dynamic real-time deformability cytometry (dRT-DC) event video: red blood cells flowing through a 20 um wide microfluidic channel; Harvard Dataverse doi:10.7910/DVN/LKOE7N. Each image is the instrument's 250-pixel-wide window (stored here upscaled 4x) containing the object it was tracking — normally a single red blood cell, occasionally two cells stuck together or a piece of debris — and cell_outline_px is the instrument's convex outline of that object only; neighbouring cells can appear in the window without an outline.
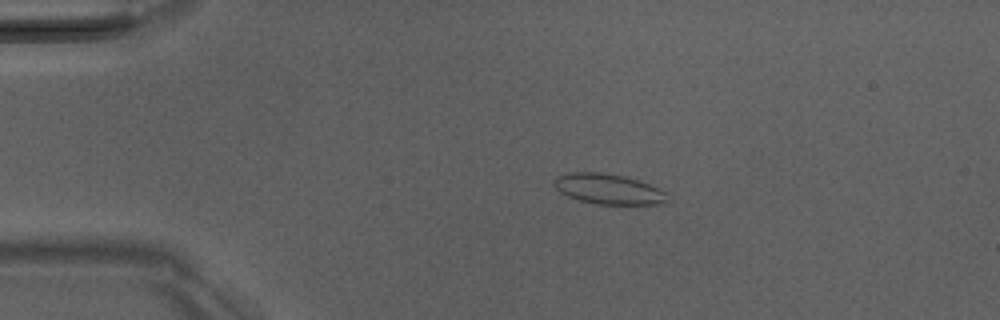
{"species": "Egyptian fruit bat (a non-hibernating species)", "species_latin": "Rousettus aegyptiacus", "temperature_condition": "room temperature", "stored_images_in_passage": 51, "camera_frame_rate_fps": 3000, "um_per_image_px": 0.085, "animal": {"sex": "male"}, "frame": {"image": 1, "passage_image": 11, "time_ms": 3.333, "image_size_px": [1000, 320], "cell_outline_px": [[668, 204], [596, 204], [580, 200], [568, 196], [560, 192], [552, 184], [552, 180], [556, 176], [568, 172], [600, 172], [624, 176], [648, 184], [668, 192]], "centroid_in_image_um": [51.71, 16.07], "position_along_channel_um": 33.3, "area_um2": 20.17}}
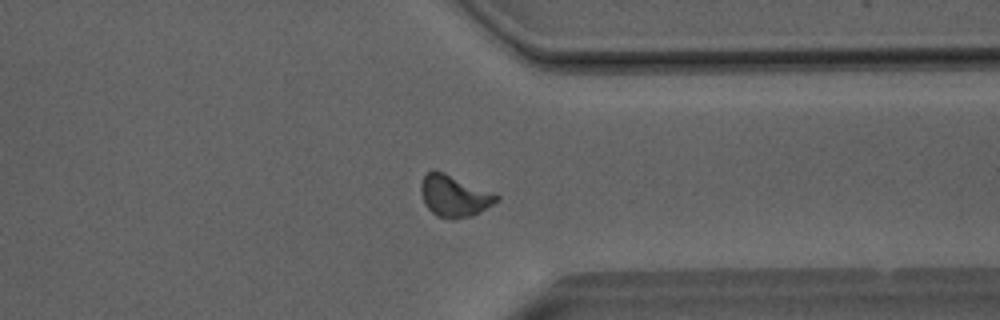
{"frame": {"image": 2, "passage_image": 40, "time_ms": 13.0, "image_size_px": [1000, 320], "cell_outline_px": [[500, 200], [480, 212], [472, 216], [456, 220], [436, 216], [424, 204], [420, 192], [420, 184], [424, 176], [432, 168], [444, 172], [492, 192], [500, 196]], "centroid_in_image_um": [38.59, 16.66], "position_along_channel_um": 372.8, "area_um2": 18.55}}
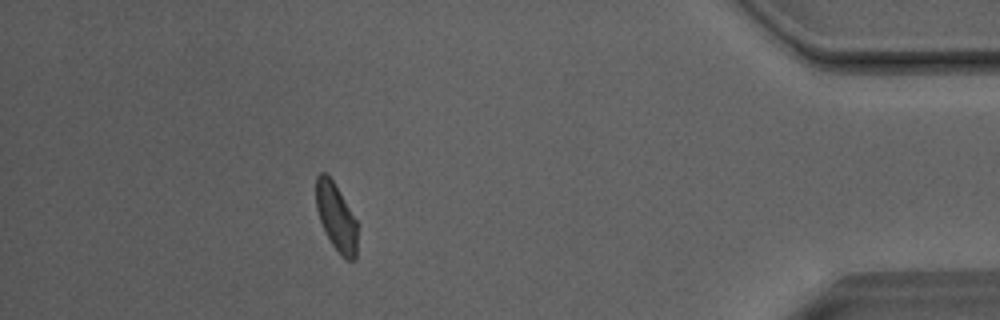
{"frame": {"image": 3, "passage_image": 46, "time_ms": 15.0, "image_size_px": [1000, 320], "cell_outline_px": [[356, 260], [348, 260], [340, 256], [332, 244], [320, 220], [316, 208], [316, 176], [320, 172], [324, 172], [332, 180], [340, 192], [356, 220]], "centroid_in_image_um": [28.56, 18.46], "position_along_channel_um": 406.6, "area_um2": 15.95}, "authors_computed_cell_mechanics": {"area_um2": 17.8602, "velocity_mm_per_s": 4.0522, "shape_relaxation_time_tau1_ms": 4.874, "shape_relaxation_time_tau2_ms": 2.0416, "deformation_change_tau1": 0.1211, "deformation_change_tau2": 0.0922}}